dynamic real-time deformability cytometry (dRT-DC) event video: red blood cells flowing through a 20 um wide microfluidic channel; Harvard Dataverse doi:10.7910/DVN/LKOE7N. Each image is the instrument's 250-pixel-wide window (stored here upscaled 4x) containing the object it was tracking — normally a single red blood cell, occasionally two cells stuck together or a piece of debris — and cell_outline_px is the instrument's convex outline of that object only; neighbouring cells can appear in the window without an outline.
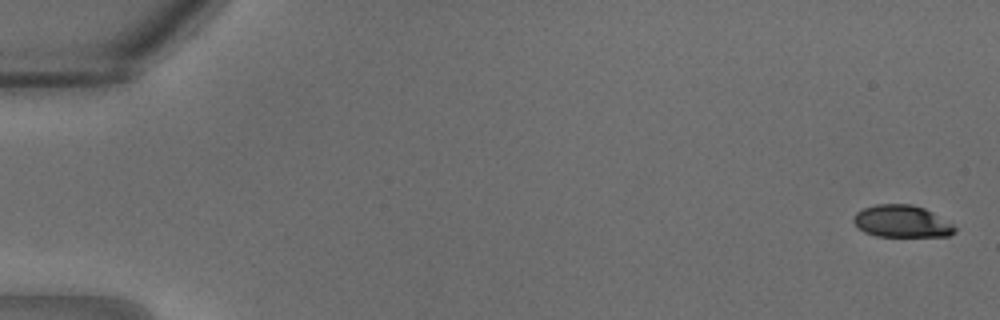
{"species": "common noctule bat (a hibernating species)", "species_latin": "Nyctalus noctula", "temperature_condition": "warm", "stored_images_in_passage": 6, "camera_frame_rate_fps": 3000, "um_per_image_px": 0.085, "animal": {"sex": "male", "body_mass_g": 18.8}, "frame": {"image": 1, "passage_image": 1, "time_ms": 0.0, "image_size_px": [1000, 320], "cell_outline_px": [[956, 232], [948, 236], [876, 236], [864, 232], [852, 220], [852, 216], [856, 212], [864, 208], [876, 204], [912, 204], [924, 208], [932, 212], [952, 224], [956, 228]], "centroid_in_image_um": [76.64, 18.81], "position_along_channel_um": 8.4, "area_um2": 18.9}}